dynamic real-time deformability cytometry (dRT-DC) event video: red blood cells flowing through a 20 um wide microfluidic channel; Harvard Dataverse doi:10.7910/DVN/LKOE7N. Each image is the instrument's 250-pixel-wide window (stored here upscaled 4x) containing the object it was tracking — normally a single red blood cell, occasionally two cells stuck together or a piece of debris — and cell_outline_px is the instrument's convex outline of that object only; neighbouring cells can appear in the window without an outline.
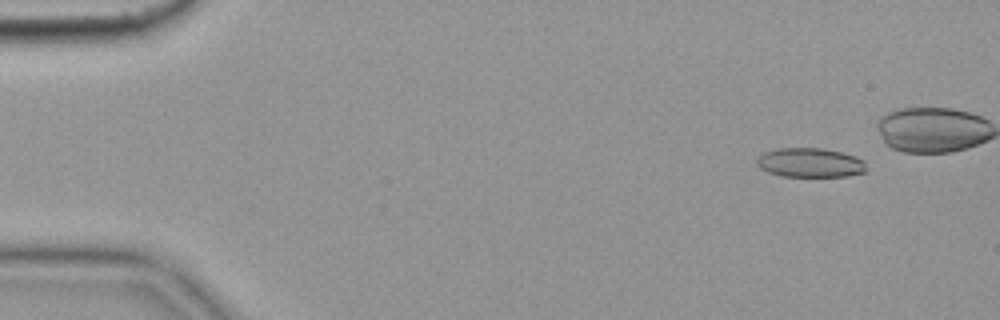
{"species": "common noctule bat (a hibernating species)", "species_latin": "Nyctalus noctula", "temperature_condition": "cold", "stored_images_in_passage": 5, "camera_frame_rate_fps": 3000, "um_per_image_px": 0.085, "animal": {"sex": "female", "body_mass_g": 19.9}, "frame": {"image": 1, "passage_image": 2, "time_ms": 0.333, "image_size_px": [1000, 320], "cell_outline_px": [[864, 172], [848, 176], [780, 176], [768, 172], [760, 168], [756, 164], [756, 160], [764, 152], [776, 148], [824, 148], [856, 156], [864, 160]], "centroid_in_image_um": [68.83, 13.82], "position_along_channel_um": 16.2, "area_um2": 18.67}}